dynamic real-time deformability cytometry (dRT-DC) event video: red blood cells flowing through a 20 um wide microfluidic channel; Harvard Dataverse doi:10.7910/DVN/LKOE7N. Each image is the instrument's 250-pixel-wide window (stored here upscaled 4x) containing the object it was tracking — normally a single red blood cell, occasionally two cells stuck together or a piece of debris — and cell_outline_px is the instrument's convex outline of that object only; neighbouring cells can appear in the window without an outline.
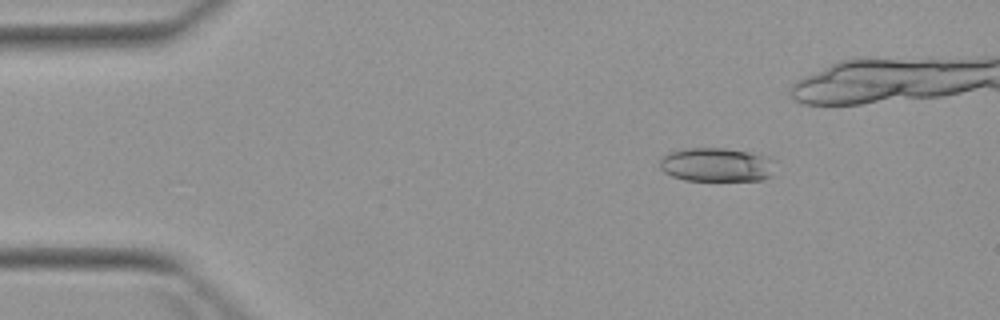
{"species": "Egyptian fruit bat (a non-hibernating species)", "species_latin": "Rousettus aegyptiacus", "temperature_condition": "warm", "stored_images_in_passage": 4, "camera_frame_rate_fps": 3000, "um_per_image_px": 0.085, "animal": {"sex": "female"}, "frame": {"image": 1, "passage_image": 2, "time_ms": 1.0, "image_size_px": [1000, 320], "cell_outline_px": [[776, 160], [772, 176], [760, 180], [684, 180], [672, 176], [664, 172], [660, 168], [660, 160], [668, 152], [684, 148], [724, 148], [772, 156]], "centroid_in_image_um": [60.95, 13.99], "position_along_channel_um": 24.0, "area_um2": 23.12}}